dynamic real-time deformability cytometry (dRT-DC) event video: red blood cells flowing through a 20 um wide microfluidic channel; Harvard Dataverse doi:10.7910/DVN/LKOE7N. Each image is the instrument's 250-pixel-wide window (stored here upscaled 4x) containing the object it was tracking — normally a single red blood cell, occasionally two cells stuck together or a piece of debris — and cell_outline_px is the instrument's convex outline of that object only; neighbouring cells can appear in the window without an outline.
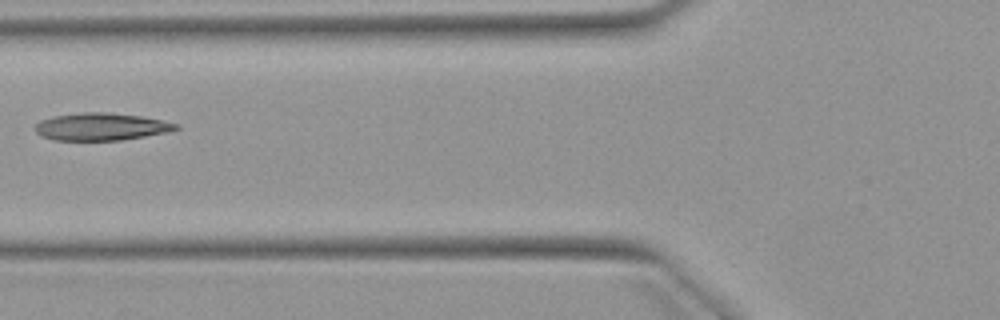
{"species": "Egyptian fruit bat (a non-hibernating species)", "species_latin": "Rousettus aegyptiacus", "temperature_condition": "warm", "stored_images_in_passage": 6, "camera_frame_rate_fps": 3000, "um_per_image_px": 0.085, "animal": {"sex": "female"}, "frame": {"image": 1, "passage_image": 5, "time_ms": 5.667, "image_size_px": [1000, 320], "cell_outline_px": [[180, 128], [168, 132], [120, 140], [52, 140], [40, 136], [32, 128], [40, 120], [52, 116], [80, 112], [108, 112], [140, 116], [164, 120], [180, 124]], "centroid_in_image_um": [8.57, 10.76], "position_along_channel_um": 117.2, "area_um2": 22.77}}
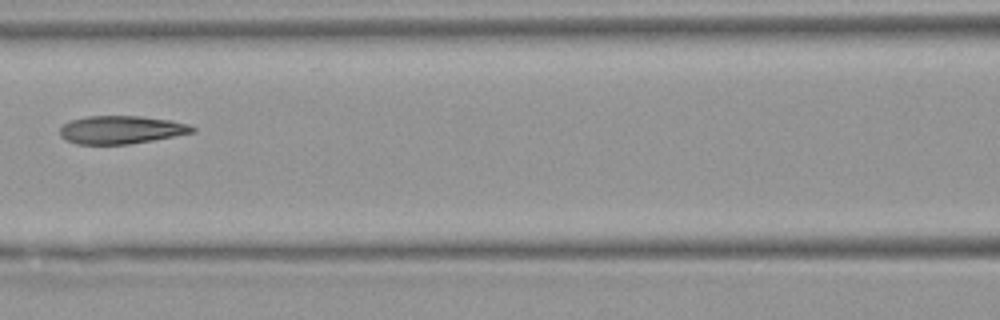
{"frame": {"image": 2, "passage_image": 6, "time_ms": 6.667, "image_size_px": [1000, 320], "cell_outline_px": [[196, 132], [152, 140], [128, 144], [76, 144], [64, 140], [60, 136], [60, 128], [64, 124], [72, 120], [88, 116], [140, 116], [168, 120], [188, 124], [196, 128]], "centroid_in_image_um": [10.28, 11.03], "position_along_channel_um": 156.3, "area_um2": 21.56}}